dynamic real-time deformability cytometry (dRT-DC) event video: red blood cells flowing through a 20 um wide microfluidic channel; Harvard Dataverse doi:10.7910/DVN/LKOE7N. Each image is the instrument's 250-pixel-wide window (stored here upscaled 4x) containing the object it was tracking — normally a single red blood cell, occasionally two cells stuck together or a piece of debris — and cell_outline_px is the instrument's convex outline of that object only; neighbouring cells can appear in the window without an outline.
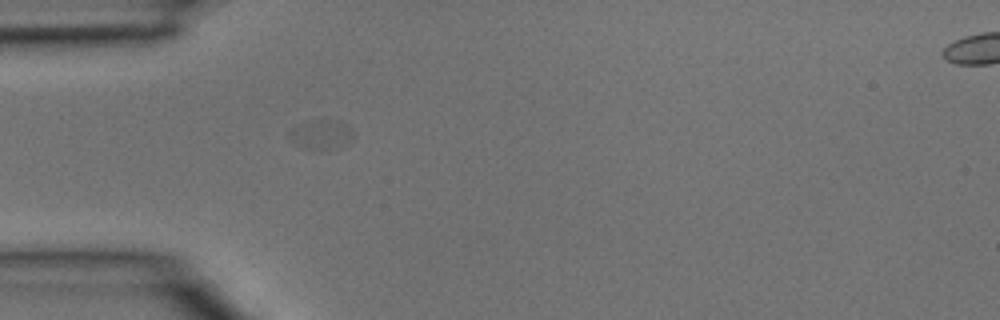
{"species": "common noctule bat (a hibernating species)", "species_latin": "Nyctalus noctula", "temperature_condition": "room temperature", "stored_images_in_passage": 2, "segment_of_instrument_passage": [1, 2], "camera_frame_rate_fps": 3000, "um_per_image_px": 0.085, "animal": {"sex": "male", "body_mass_g": 15.6}, "frame": {"image": 1, "passage_image": 1, "time_ms": 0.0, "image_size_px": [1000, 320], "cell_outline_px": [[356, 136], [352, 140], [324, 148], [304, 148], [288, 140], [288, 132], [292, 128], [300, 124], [312, 120], [344, 124], [352, 128]], "centroid_in_image_um": [27.23, 11.42], "position_along_channel_um": 57.8, "area_um2": 10.23}}